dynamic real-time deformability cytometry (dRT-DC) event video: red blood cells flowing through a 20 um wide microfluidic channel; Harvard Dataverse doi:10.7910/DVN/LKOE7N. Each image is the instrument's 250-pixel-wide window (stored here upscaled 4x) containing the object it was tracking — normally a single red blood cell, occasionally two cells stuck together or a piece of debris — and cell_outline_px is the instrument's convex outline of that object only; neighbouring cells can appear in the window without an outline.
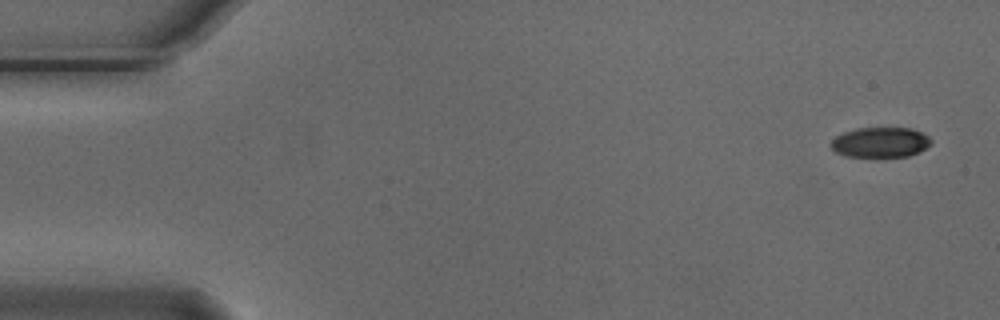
{"species": "Egyptian fruit bat (a non-hibernating species)", "species_latin": "Rousettus aegyptiacus", "temperature_condition": "cold", "stored_images_in_passage": 5, "camera_frame_rate_fps": 3000, "um_per_image_px": 0.085, "animal": {"sex": "male"}, "frame": {"image": 1, "passage_image": 1, "time_ms": 0.0, "image_size_px": [1000, 320], "cell_outline_px": [[932, 144], [920, 152], [908, 156], [844, 156], [836, 152], [828, 144], [836, 136], [844, 132], [856, 128], [912, 128], [928, 136], [932, 140]], "centroid_in_image_um": [74.84, 12.09], "position_along_channel_um": 10.2, "area_um2": 17.63}}
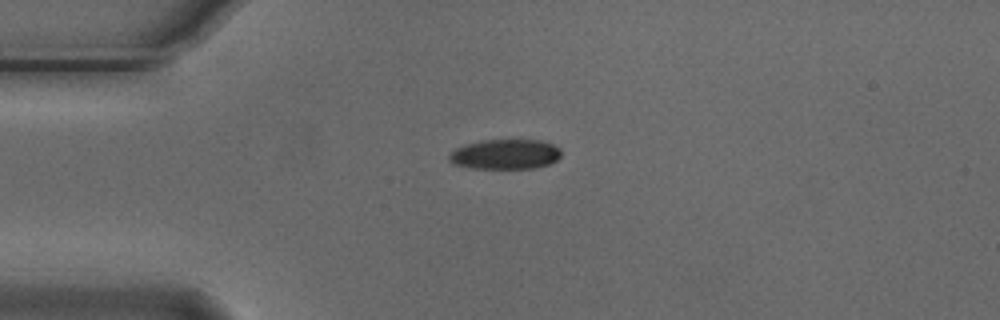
{"frame": {"image": 2, "passage_image": 4, "time_ms": 1.0, "image_size_px": [1000, 320], "cell_outline_px": [[560, 156], [556, 160], [548, 164], [532, 168], [468, 168], [452, 164], [448, 160], [448, 156], [456, 148], [468, 144], [484, 140], [540, 140], [552, 144], [560, 148]], "centroid_in_image_um": [42.92, 13.12], "position_along_channel_um": 42.1, "area_um2": 19.42}}